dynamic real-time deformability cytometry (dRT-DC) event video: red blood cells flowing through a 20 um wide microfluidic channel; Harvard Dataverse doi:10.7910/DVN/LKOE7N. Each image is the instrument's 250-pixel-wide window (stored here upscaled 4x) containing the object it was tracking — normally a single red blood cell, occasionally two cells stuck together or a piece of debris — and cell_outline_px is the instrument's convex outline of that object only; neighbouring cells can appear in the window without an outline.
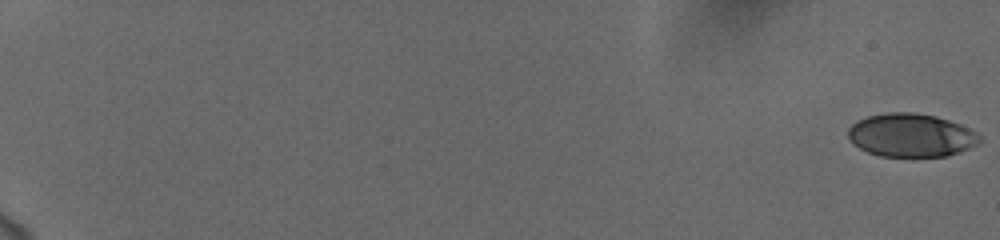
{"species": "human", "species_latin": "Homo sapiens", "temperature_condition": "cold", "stored_images_in_passage": 21, "camera_frame_rate_fps": 3000, "um_per_image_px": 0.085, "donor": {"sex": "female"}, "frame": {"image": 1, "passage_image": 1, "time_ms": 0.0, "image_size_px": [1000, 240], "cell_outline_px": [[984, 140], [980, 144], [960, 152], [948, 156], [880, 156], [868, 152], [852, 144], [848, 136], [848, 128], [856, 120], [868, 116], [888, 112], [912, 112], [936, 116], [960, 124], [976, 132]], "centroid_in_image_um": [77.45, 11.5], "position_along_channel_um": 7.5, "area_um2": 33.47}}
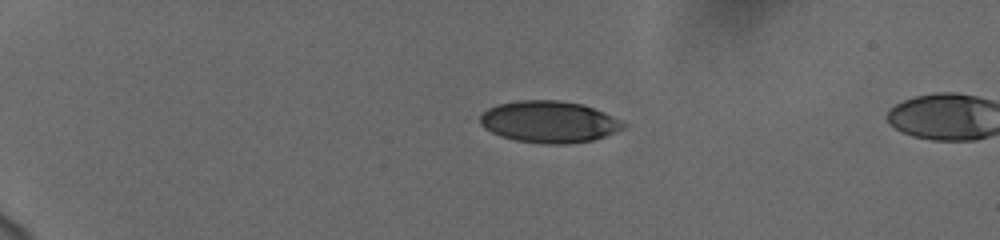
{"frame": {"image": 2, "passage_image": 16, "time_ms": 5.0, "image_size_px": [1000, 240], "cell_outline_px": [[628, 124], [624, 128], [604, 136], [592, 140], [568, 144], [544, 144], [516, 140], [500, 136], [484, 128], [480, 124], [480, 116], [488, 108], [496, 104], [516, 100], [556, 100], [584, 104], [604, 112]], "centroid_in_image_um": [46.66, 10.35], "position_along_channel_um": 38.3, "area_um2": 34.91}}